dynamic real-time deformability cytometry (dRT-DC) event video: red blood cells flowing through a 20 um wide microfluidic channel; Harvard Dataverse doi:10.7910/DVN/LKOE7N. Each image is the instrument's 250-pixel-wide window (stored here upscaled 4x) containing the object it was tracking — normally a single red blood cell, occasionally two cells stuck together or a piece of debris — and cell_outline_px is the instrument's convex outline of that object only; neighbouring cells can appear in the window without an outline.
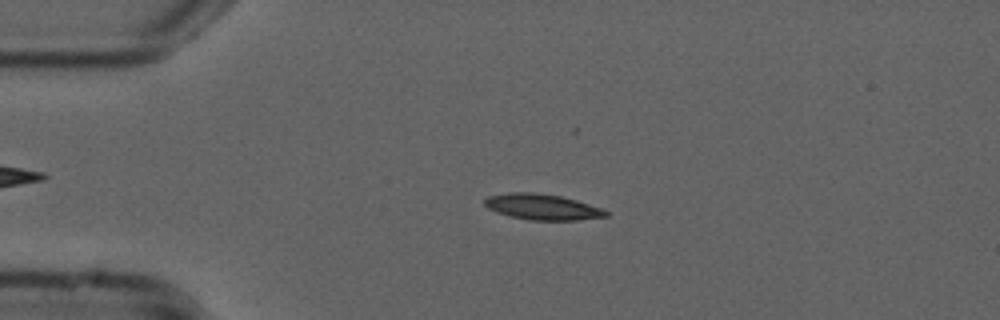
{"species": "common noctule bat (a hibernating species)", "species_latin": "Nyctalus noctula", "temperature_condition": "cold", "stored_images_in_passage": 54, "camera_frame_rate_fps": 3000, "um_per_image_px": 0.085, "animal": {"sex": "male", "forearm_length_mm": 52.5}, "frame": {"image": 1, "passage_image": 12, "time_ms": 3.667, "image_size_px": [1000, 320], "cell_outline_px": [[608, 216], [580, 220], [528, 220], [508, 216], [496, 212], [488, 208], [484, 204], [484, 200], [488, 196], [508, 192], [536, 192], [560, 196], [576, 200], [604, 208], [608, 212]], "centroid_in_image_um": [46.1, 17.59], "position_along_channel_um": 38.9, "area_um2": 18.44}}
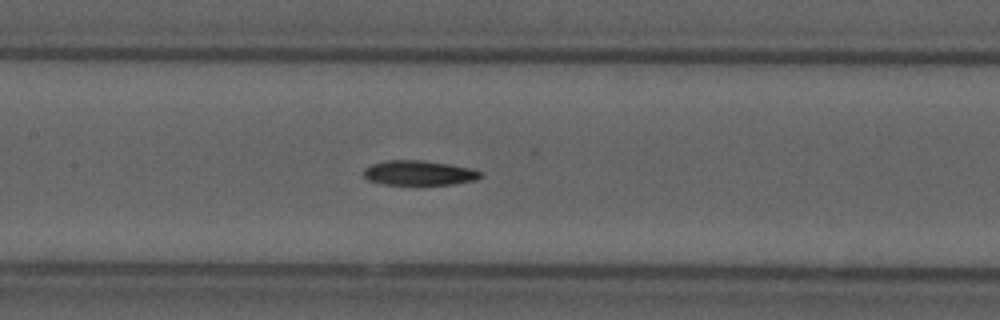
{"frame": {"image": 2, "passage_image": 25, "time_ms": 8.0, "image_size_px": [1000, 320], "cell_outline_px": [[484, 176], [476, 180], [456, 184], [384, 184], [368, 180], [364, 176], [364, 168], [372, 164], [384, 160], [424, 160], [472, 168], [484, 172]], "centroid_in_image_um": [35.67, 14.69], "position_along_channel_um": 171.7, "area_um2": 16.99}}
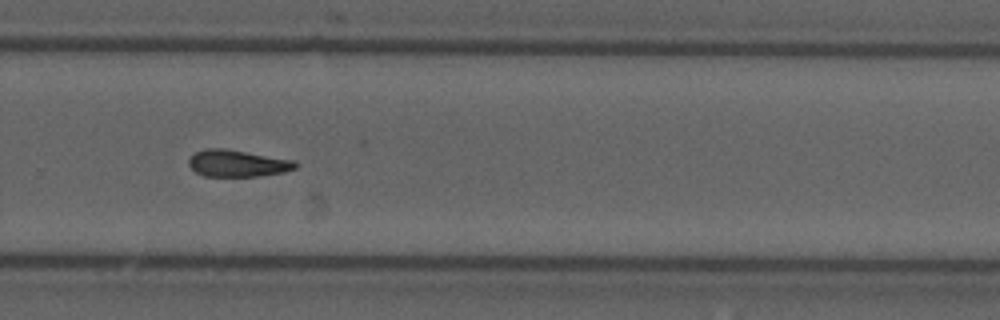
{"frame": {"image": 3, "passage_image": 36, "time_ms": 11.667, "image_size_px": [1000, 320], "cell_outline_px": [[300, 164], [296, 168], [284, 172], [260, 176], [204, 176], [196, 172], [188, 164], [188, 160], [196, 152], [208, 148], [224, 148], [296, 160]], "centroid_in_image_um": [20.24, 13.88], "position_along_channel_um": 309.6, "area_um2": 16.76}}